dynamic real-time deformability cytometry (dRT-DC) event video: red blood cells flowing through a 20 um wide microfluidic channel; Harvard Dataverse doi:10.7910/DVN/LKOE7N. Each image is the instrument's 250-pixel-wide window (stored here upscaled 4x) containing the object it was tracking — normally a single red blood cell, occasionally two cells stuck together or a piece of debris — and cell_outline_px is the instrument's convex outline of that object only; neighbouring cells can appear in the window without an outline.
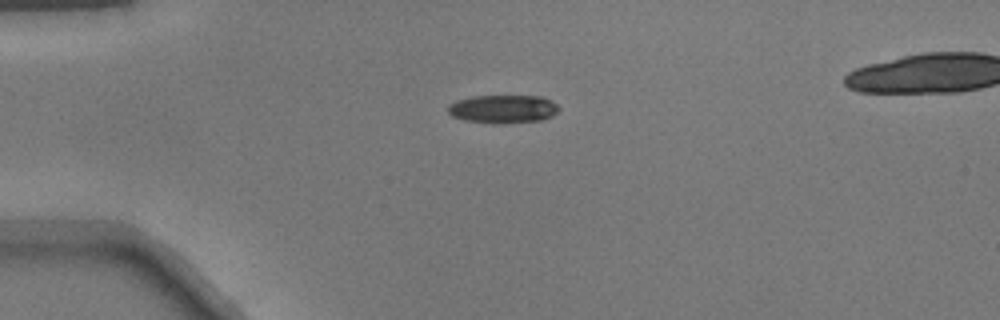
{"species": "common noctule bat (a hibernating species)", "species_latin": "Nyctalus noctula", "temperature_condition": "warm", "stored_images_in_passage": 39, "camera_frame_rate_fps": 3000, "um_per_image_px": 0.085, "animal": {"sex": "male", "body_mass_g": 17.9}, "frame": {"image": 1, "passage_image": 1, "time_ms": 0.0, "image_size_px": [1000, 320], "cell_outline_px": [[560, 108], [552, 116], [544, 120], [464, 120], [452, 116], [448, 112], [448, 104], [456, 100], [472, 96], [544, 96], [552, 100]], "centroid_in_image_um": [42.77, 9.19], "position_along_channel_um": 42.2, "area_um2": 17.34}}
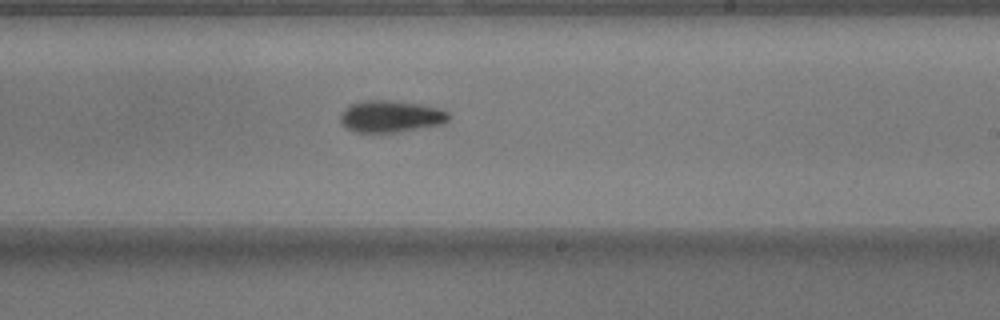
{"frame": {"image": 2, "passage_image": 19, "time_ms": 6.0, "image_size_px": [1000, 320], "cell_outline_px": [[448, 120], [440, 124], [396, 132], [352, 132], [344, 128], [340, 120], [340, 116], [344, 108], [348, 104], [360, 100], [388, 100], [416, 104], [440, 108], [448, 112]], "centroid_in_image_um": [33.11, 9.89], "position_along_channel_um": 255.9, "area_um2": 20.06}}
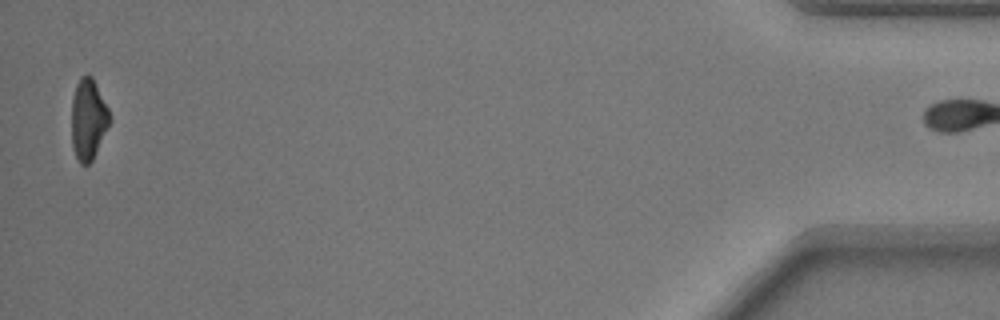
{"frame": {"image": 3, "passage_image": 38, "time_ms": 12.333, "image_size_px": [1000, 320], "cell_outline_px": [[112, 120], [92, 160], [88, 164], [80, 164], [72, 148], [72, 96], [76, 84], [80, 76], [88, 72], [92, 76], [108, 108]], "centroid_in_image_um": [7.5, 10.1], "position_along_channel_um": 427.7, "area_um2": 18.15}}